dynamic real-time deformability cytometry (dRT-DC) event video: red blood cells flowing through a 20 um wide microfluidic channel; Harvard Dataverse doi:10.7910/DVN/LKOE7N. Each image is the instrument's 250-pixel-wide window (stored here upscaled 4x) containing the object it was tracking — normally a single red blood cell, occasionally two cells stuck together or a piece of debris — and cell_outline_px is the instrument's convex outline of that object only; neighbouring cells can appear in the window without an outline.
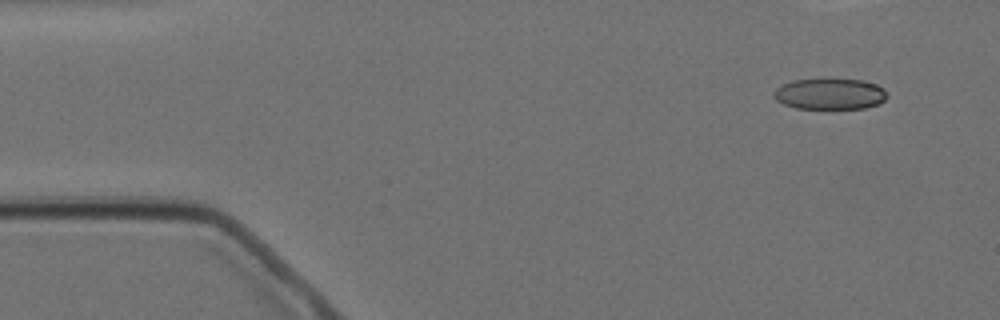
{"species": "Egyptian fruit bat (a non-hibernating species)", "species_latin": "Rousettus aegyptiacus", "temperature_condition": "cold", "stored_images_in_passage": 6, "camera_frame_rate_fps": 3000, "um_per_image_px": 0.085, "animal": {"sex": "female"}, "frame": {"image": 1, "passage_image": 1, "time_ms": 0.0, "image_size_px": [1000, 320], "cell_outline_px": [[888, 96], [880, 104], [864, 108], [796, 108], [784, 104], [776, 100], [772, 96], [772, 92], [776, 88], [792, 80], [864, 80], [876, 84], [884, 88]], "centroid_in_image_um": [70.55, 7.99], "position_along_channel_um": 14.5, "area_um2": 20.35}}